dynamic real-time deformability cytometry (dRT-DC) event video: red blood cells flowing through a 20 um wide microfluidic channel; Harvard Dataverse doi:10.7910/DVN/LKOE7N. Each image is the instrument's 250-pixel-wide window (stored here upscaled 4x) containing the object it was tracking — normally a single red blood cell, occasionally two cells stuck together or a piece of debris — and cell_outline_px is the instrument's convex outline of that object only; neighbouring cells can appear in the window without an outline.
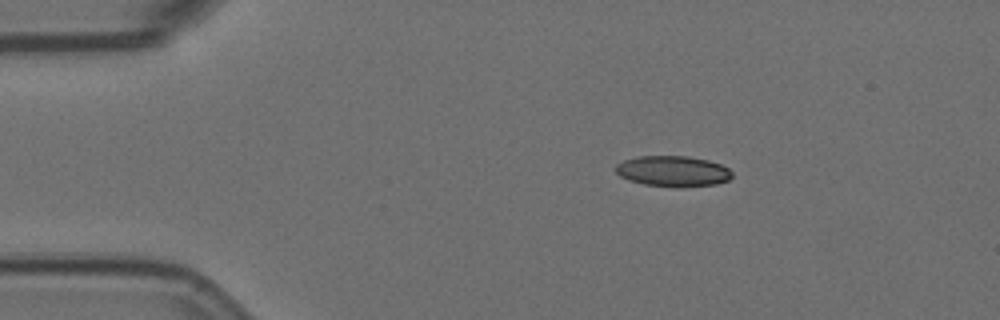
{"species": "Egyptian fruit bat (a non-hibernating species)", "species_latin": "Rousettus aegyptiacus", "temperature_condition": "room temperature", "stored_images_in_passage": 5, "camera_frame_rate_fps": 3000, "um_per_image_px": 0.085, "animal": {"sex": "female"}, "frame": {"image": 1, "passage_image": 1, "time_ms": 0.0, "image_size_px": [1000, 320], "cell_outline_px": [[732, 176], [728, 180], [716, 184], [680, 188], [676, 188], [644, 184], [628, 180], [620, 176], [616, 172], [616, 164], [624, 160], [636, 156], [688, 156], [708, 160], [720, 164], [728, 168], [732, 172]], "centroid_in_image_um": [57.2, 14.56], "position_along_channel_um": 27.8, "area_um2": 21.04}}
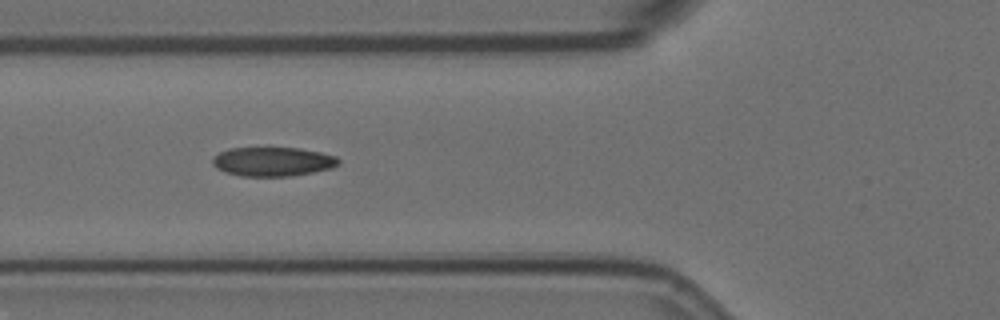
{"frame": {"image": 2, "passage_image": 4, "time_ms": 1.0, "image_size_px": [1000, 320], "cell_outline_px": [[340, 164], [332, 168], [292, 176], [240, 176], [224, 172], [216, 168], [212, 164], [212, 160], [220, 152], [228, 148], [300, 148], [320, 152], [336, 156], [340, 160]], "centroid_in_image_um": [23.19, 13.74], "position_along_channel_um": 102.6, "area_um2": 21.44}}
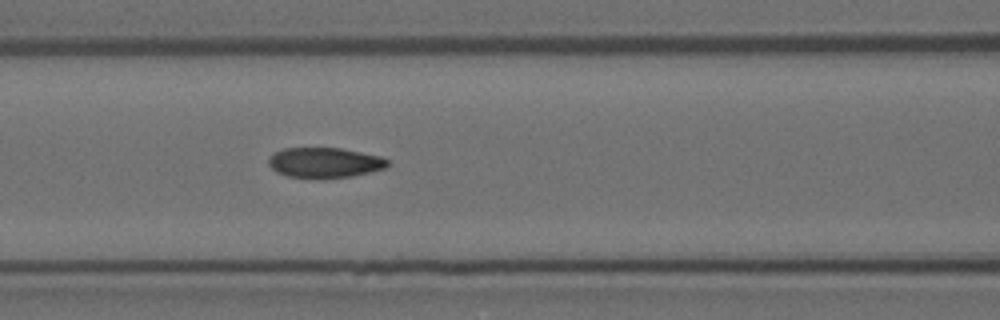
{"frame": {"image": 3, "passage_image": 5, "time_ms": 1.333, "image_size_px": [1000, 320], "cell_outline_px": [[388, 164], [384, 168], [352, 176], [288, 176], [276, 172], [268, 164], [268, 156], [284, 148], [340, 148], [380, 156], [388, 160]], "centroid_in_image_um": [27.56, 13.79], "position_along_channel_um": 139.0, "area_um2": 20.23}}